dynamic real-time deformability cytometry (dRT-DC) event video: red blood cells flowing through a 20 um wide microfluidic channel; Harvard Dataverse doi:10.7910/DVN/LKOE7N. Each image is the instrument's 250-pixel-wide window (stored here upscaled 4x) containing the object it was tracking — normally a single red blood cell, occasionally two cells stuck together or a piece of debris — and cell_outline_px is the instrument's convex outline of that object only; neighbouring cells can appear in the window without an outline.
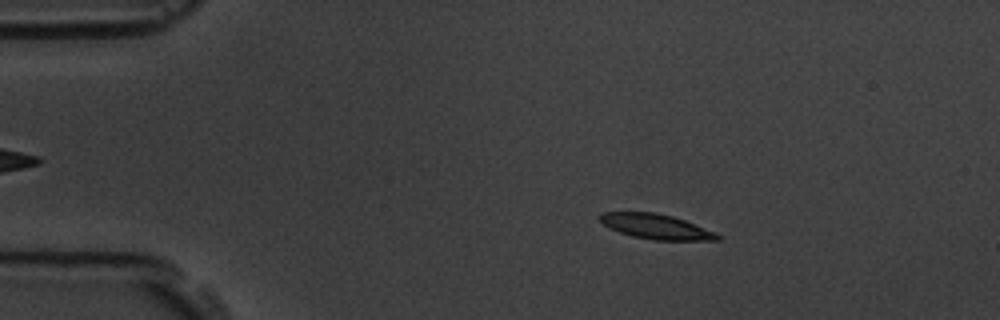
{"species": "common noctule bat (a hibernating species)", "species_latin": "Nyctalus noctula", "temperature_condition": "room temperature", "stored_images_in_passage": 5, "camera_frame_rate_fps": 3000, "um_per_image_px": 0.085, "animal": {"sex": "male", "body_mass_g": 19.5, "forearm_length_mm": 54.6}, "frame": {"image": 1, "passage_image": 3, "time_ms": 2.333, "image_size_px": [1000, 320], "cell_outline_px": [[720, 240], [652, 240], [632, 236], [608, 228], [596, 216], [600, 212], [656, 212], [672, 216], [684, 220], [716, 232], [720, 236]], "centroid_in_image_um": [55.73, 19.25], "position_along_channel_um": 29.3, "area_um2": 17.17}}